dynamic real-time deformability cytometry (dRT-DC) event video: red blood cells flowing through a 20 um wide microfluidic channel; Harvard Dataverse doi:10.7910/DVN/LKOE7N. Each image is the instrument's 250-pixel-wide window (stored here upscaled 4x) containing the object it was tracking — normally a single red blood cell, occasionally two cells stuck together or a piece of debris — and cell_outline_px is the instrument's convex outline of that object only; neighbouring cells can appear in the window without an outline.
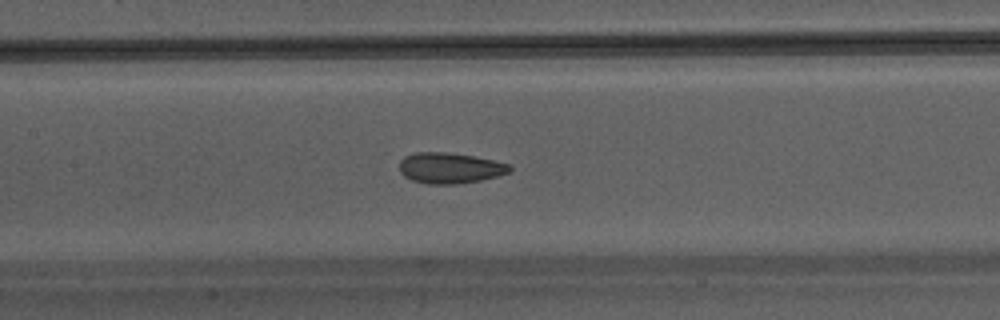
{"species": "Egyptian fruit bat (a non-hibernating species)", "species_latin": "Rousettus aegyptiacus", "temperature_condition": "warm", "stored_images_in_passage": 35, "camera_frame_rate_fps": 3000, "um_per_image_px": 0.085, "animal": {"sex": "male"}, "frame": {"image": 1, "passage_image": 11, "time_ms": 3.333, "image_size_px": [1000, 320], "cell_outline_px": [[512, 172], [500, 176], [480, 180], [452, 184], [428, 184], [412, 180], [404, 176], [400, 172], [400, 160], [404, 156], [416, 152], [444, 152], [472, 156], [492, 160], [508, 164], [512, 168]], "centroid_in_image_um": [38.24, 14.28], "position_along_channel_um": 169.2, "area_um2": 19.71}}
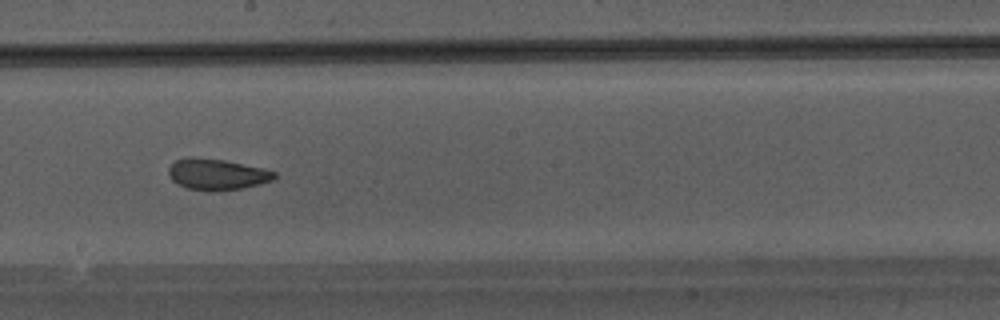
{"frame": {"image": 2, "passage_image": 15, "time_ms": 4.667, "image_size_px": [1000, 320], "cell_outline_px": [[276, 176], [272, 180], [260, 184], [240, 188], [216, 192], [208, 192], [188, 188], [176, 184], [168, 176], [168, 168], [176, 160], [188, 156], [224, 160], [260, 168], [276, 172]], "centroid_in_image_um": [18.38, 14.83], "position_along_channel_um": 229.8, "area_um2": 19.25}}
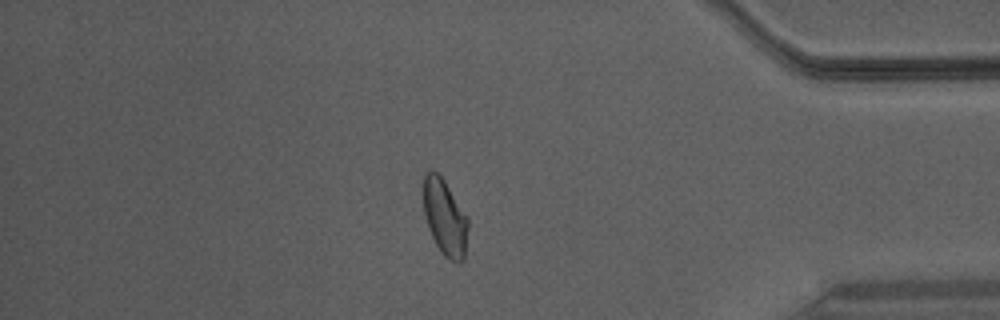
{"frame": {"image": 3, "passage_image": 28, "time_ms": 9.0, "image_size_px": [1000, 320], "cell_outline_px": [[468, 228], [464, 260], [460, 264], [444, 256], [436, 244], [428, 228], [424, 212], [424, 176], [432, 168], [444, 180], [468, 216]], "centroid_in_image_um": [37.84, 18.49], "position_along_channel_um": 397.4, "area_um2": 19.77}}